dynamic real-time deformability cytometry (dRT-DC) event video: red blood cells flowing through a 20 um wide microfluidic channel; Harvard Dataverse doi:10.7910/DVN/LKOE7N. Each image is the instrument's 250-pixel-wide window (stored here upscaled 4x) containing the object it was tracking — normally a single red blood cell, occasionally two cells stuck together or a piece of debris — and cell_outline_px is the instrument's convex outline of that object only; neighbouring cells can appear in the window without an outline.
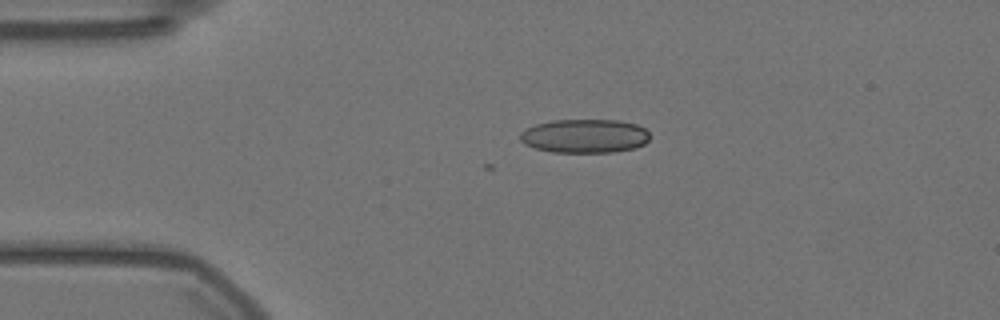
{"species": "Egyptian fruit bat (a non-hibernating species)", "species_latin": "Rousettus aegyptiacus", "temperature_condition": "warm", "stored_images_in_passage": 16, "camera_frame_rate_fps": 3000, "um_per_image_px": 0.085, "animal": {"sex": "female"}, "frame": {"image": 1, "passage_image": 1, "time_ms": 0.0, "image_size_px": [1000, 320], "cell_outline_px": [[648, 140], [644, 144], [636, 148], [612, 152], [552, 152], [536, 148], [524, 144], [520, 140], [520, 132], [536, 124], [552, 120], [620, 120], [636, 124], [644, 128], [648, 132]], "centroid_in_image_um": [49.7, 11.56], "position_along_channel_um": 35.3, "area_um2": 25.55}}
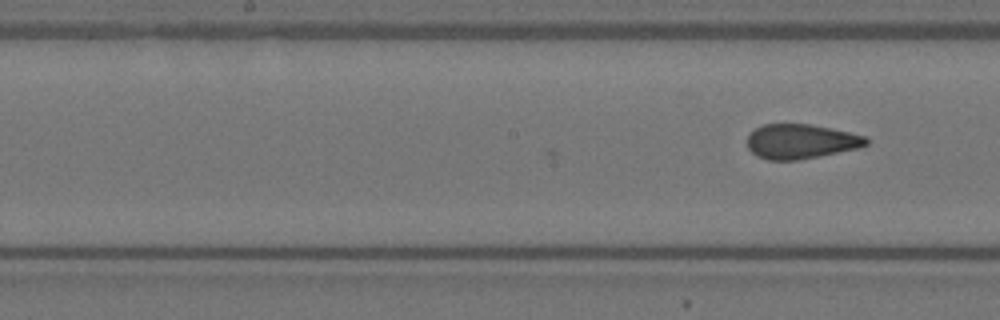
{"frame": {"image": 2, "passage_image": 16, "time_ms": 5.0, "image_size_px": [1000, 320], "cell_outline_px": [[868, 144], [860, 148], [800, 160], [768, 160], [756, 156], [748, 148], [748, 136], [756, 128], [764, 124], [808, 124], [832, 128], [864, 136], [868, 140]], "centroid_in_image_um": [68.08, 12.03], "position_along_channel_um": 180.1, "area_um2": 23.99}}